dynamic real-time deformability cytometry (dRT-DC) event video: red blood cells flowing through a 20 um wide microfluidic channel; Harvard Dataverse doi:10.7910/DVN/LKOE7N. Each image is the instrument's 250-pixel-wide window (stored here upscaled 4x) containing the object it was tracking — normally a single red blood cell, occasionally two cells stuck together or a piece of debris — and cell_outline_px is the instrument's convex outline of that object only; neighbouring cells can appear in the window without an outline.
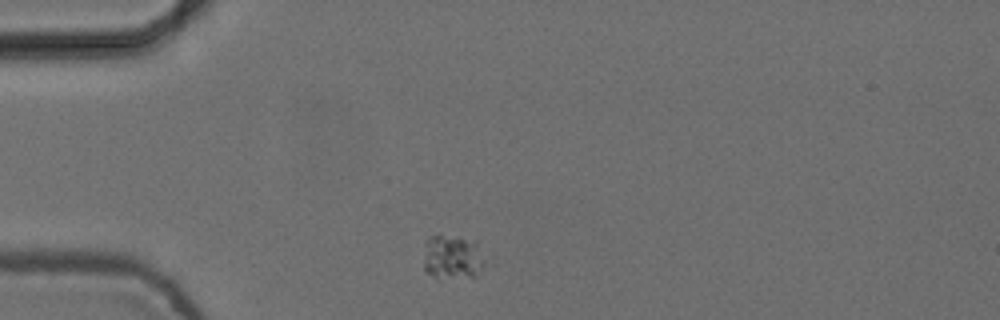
{"species": "common noctule bat (a hibernating species)", "species_latin": "Nyctalus noctula", "temperature_condition": "cold", "stored_images_in_passage": 4, "camera_frame_rate_fps": 3000, "um_per_image_px": 0.085, "animal": {"sex": "female", "body_mass_g": 24.6, "forearm_length_mm": 56.2}, "frame": {"image": 1, "passage_image": 1, "time_ms": 0.0, "image_size_px": [1000, 320], "cell_outline_px": [[496, 264], [484, 272], [476, 276], [432, 276], [424, 272], [424, 240], [428, 236], [440, 236], [476, 240]], "centroid_in_image_um": [38.67, 21.86], "position_along_channel_um": 46.3, "area_um2": 16.99}}
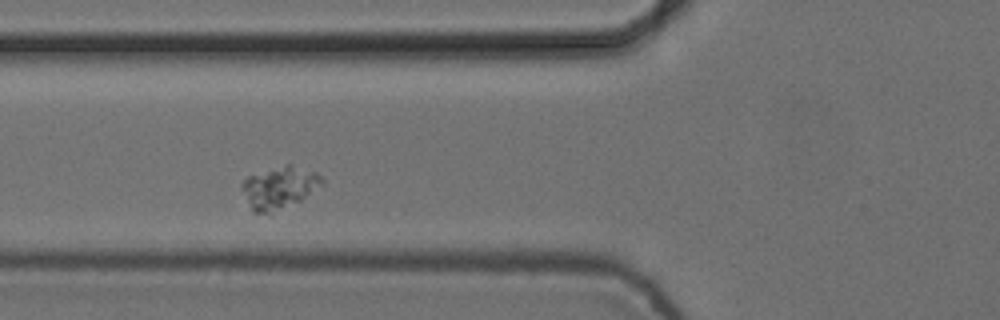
{"frame": {"image": 2, "passage_image": 3, "time_ms": 0.667, "image_size_px": [1000, 320], "cell_outline_px": [[324, 184], [300, 200], [268, 212], [252, 212], [240, 188], [240, 184], [248, 176], [288, 164], [292, 164], [316, 172], [324, 180]], "centroid_in_image_um": [23.73, 15.92], "position_along_channel_um": 102.1, "area_um2": 19.19}}
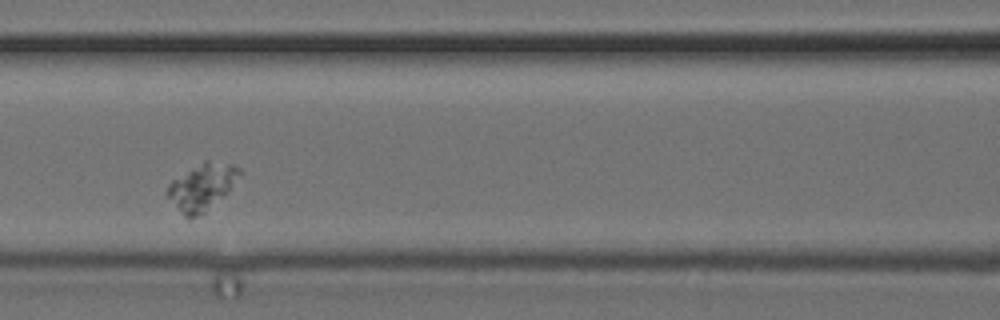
{"frame": {"image": 3, "passage_image": 4, "time_ms": 1.0, "image_size_px": [1000, 320], "cell_outline_px": [[244, 172], [228, 192], [224, 196], [204, 212], [188, 220], [184, 216], [164, 192], [168, 184], [172, 180], [204, 160], [208, 160], [232, 164], [240, 168]], "centroid_in_image_um": [17.18, 15.87], "position_along_channel_um": 149.4, "area_um2": 19.65}}